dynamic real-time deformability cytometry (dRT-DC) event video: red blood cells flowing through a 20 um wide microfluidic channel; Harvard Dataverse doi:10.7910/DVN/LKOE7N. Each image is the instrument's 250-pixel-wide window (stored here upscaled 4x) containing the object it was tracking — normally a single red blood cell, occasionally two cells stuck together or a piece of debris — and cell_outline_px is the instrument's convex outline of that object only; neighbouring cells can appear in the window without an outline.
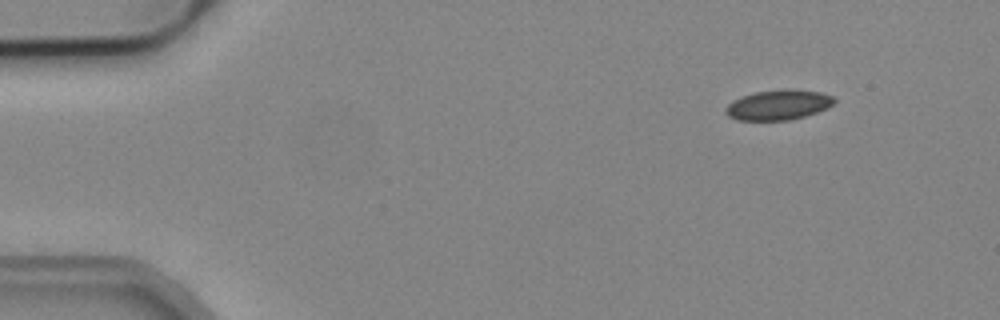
{"species": "common noctule bat (a hibernating species)", "species_latin": "Nyctalus noctula", "temperature_condition": "cold", "stored_images_in_passage": 5, "segment_of_instrument_passage": [2, 2], "camera_frame_rate_fps": 3000, "um_per_image_px": 0.085, "animal": {"sex": "male", "body_mass_g": 19.2, "forearm_length_mm": 51.8}, "frame": {"image": 1, "passage_image": 5, "time_ms": 1.333, "image_size_px": [1000, 320], "cell_outline_px": [[836, 100], [828, 108], [804, 116], [788, 120], [736, 120], [728, 116], [724, 112], [724, 108], [732, 100], [756, 92], [784, 88], [792, 88], [820, 92], [832, 96]], "centroid_in_image_um": [66.14, 8.9], "position_along_channel_um": 18.9, "area_um2": 19.13}}